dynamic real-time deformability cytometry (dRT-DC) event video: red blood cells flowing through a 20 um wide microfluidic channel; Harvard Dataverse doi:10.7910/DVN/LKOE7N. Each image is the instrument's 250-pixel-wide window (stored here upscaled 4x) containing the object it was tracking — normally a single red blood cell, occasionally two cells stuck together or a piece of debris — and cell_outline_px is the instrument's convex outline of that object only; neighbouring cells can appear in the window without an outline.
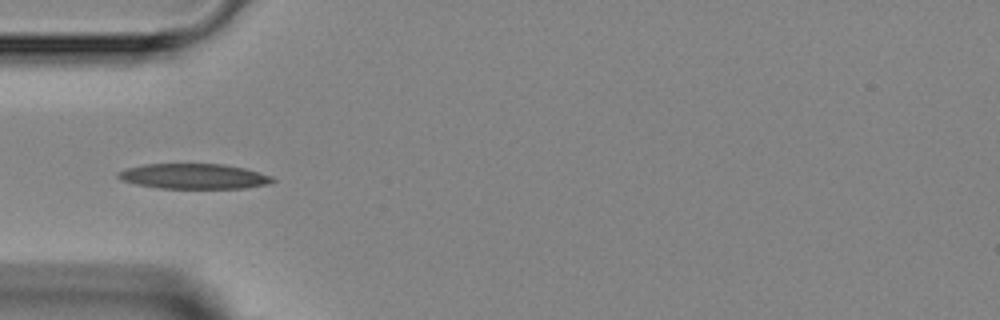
{"species": "Egyptian fruit bat (a non-hibernating species)", "species_latin": "Rousettus aegyptiacus", "temperature_condition": "room temperature", "stored_images_in_passage": 5, "camera_frame_rate_fps": 3000, "um_per_image_px": 0.085, "animal": {"sex": "female"}, "frame": {"image": 1, "passage_image": 5, "time_ms": 4.667, "image_size_px": [1000, 320], "cell_outline_px": [[276, 180], [268, 184], [244, 188], [160, 188], [136, 184], [120, 180], [116, 176], [116, 172], [124, 168], [144, 164], [224, 164], [244, 168], [272, 176]], "centroid_in_image_um": [16.43, 14.98], "position_along_channel_um": 68.6, "area_um2": 22.77}}